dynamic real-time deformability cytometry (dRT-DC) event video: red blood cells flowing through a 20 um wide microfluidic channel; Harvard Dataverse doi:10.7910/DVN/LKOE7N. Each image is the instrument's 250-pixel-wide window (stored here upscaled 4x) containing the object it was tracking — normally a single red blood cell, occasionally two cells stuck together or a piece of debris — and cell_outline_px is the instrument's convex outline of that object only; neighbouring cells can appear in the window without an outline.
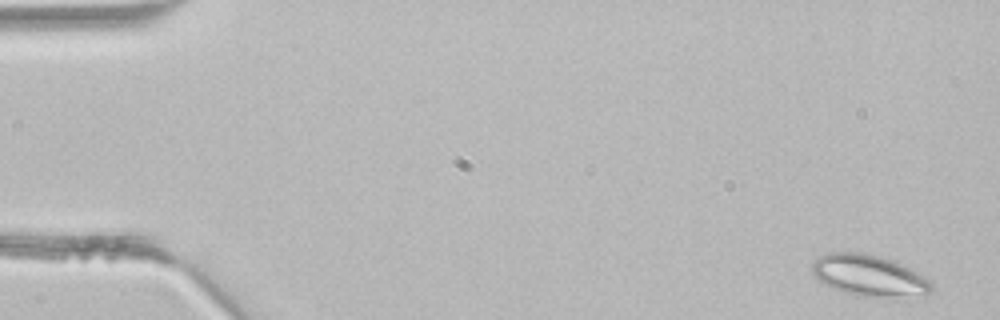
{"species": "common noctule bat (a hibernating species)", "species_latin": "Nyctalus noctula", "temperature_condition": "room temperature", "stored_images_in_passage": 5, "camera_frame_rate_fps": 3000, "um_per_image_px": 0.085, "animal": {"sex": "male", "body_mass_g": 21.5, "forearm_length_mm": 52.0}, "frame": {"image": 1, "passage_image": 1, "time_ms": 0.0, "image_size_px": [1000, 320], "cell_outline_px": [[932, 288], [924, 300], [856, 296], [832, 288], [824, 284], [812, 272], [812, 264], [820, 256], [828, 252], [864, 252], [880, 256], [892, 260], [924, 276], [932, 284]], "centroid_in_image_um": [73.96, 23.48], "position_along_channel_um": 11.0, "area_um2": 29.54}}